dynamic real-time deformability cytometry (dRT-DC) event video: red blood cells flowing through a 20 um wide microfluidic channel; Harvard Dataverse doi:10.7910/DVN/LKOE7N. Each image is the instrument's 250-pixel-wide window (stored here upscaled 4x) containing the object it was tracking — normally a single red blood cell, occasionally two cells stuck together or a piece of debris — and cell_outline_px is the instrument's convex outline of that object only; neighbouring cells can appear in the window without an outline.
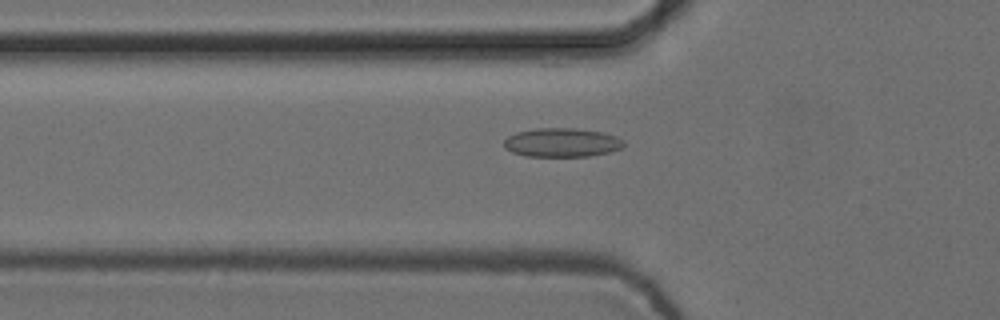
{"species": "common noctule bat (a hibernating species)", "species_latin": "Nyctalus noctula", "temperature_condition": "cold", "stored_images_in_passage": 55, "camera_frame_rate_fps": 3000, "um_per_image_px": 0.085, "animal": {"sex": "female", "body_mass_g": 24.6, "forearm_length_mm": 56.2}, "frame": {"image": 1, "passage_image": 19, "time_ms": 6.0, "image_size_px": [1000, 320], "cell_outline_px": [[624, 144], [620, 148], [608, 152], [588, 156], [524, 156], [512, 152], [504, 148], [504, 140], [508, 136], [516, 132], [536, 128], [576, 128], [604, 132], [616, 136], [624, 140]], "centroid_in_image_um": [47.74, 12.1], "position_along_channel_um": 78.1, "area_um2": 20.23}}
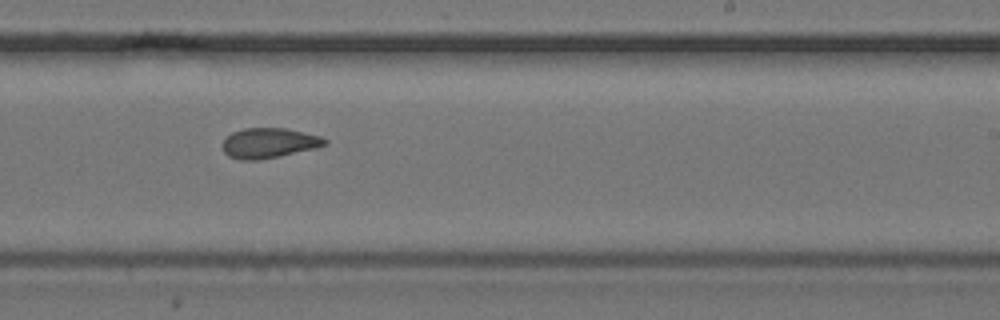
{"frame": {"image": 2, "passage_image": 34, "time_ms": 11.0, "image_size_px": [1000, 320], "cell_outline_px": [[328, 144], [316, 148], [260, 160], [240, 160], [228, 156], [224, 152], [224, 140], [232, 132], [244, 128], [288, 128], [320, 136], [328, 140]], "centroid_in_image_um": [22.89, 12.15], "position_along_channel_um": 266.1, "area_um2": 17.92}}
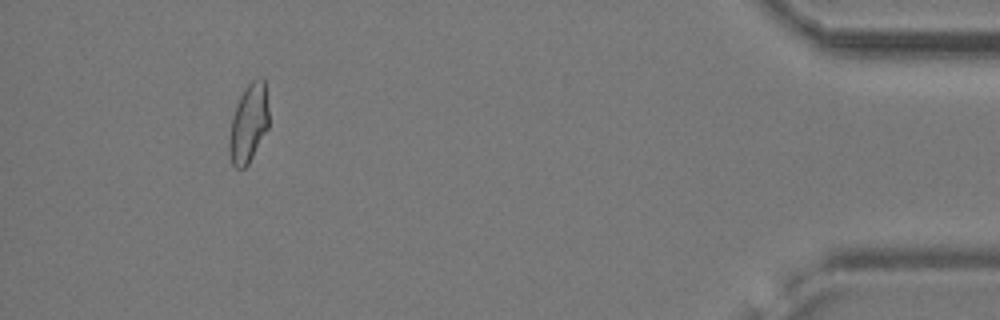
{"frame": {"image": 3, "passage_image": 51, "time_ms": 16.667, "image_size_px": [1000, 320], "cell_outline_px": [[268, 128], [248, 164], [244, 168], [236, 168], [232, 164], [228, 152], [228, 140], [232, 116], [236, 104], [240, 96], [248, 84], [252, 80], [260, 76], [264, 80], [268, 108]], "centroid_in_image_um": [21.11, 10.49], "position_along_channel_um": 414.1, "area_um2": 18.15}, "authors_computed_cell_mechanics": {"area_um2": 18.6116, "velocity_mm_per_s": 3.7533, "shape_relaxation_time_tau1_ms": null, "shape_relaxation_time_tau2_ms": 2.2997, "deformation_change_tau1": null, "deformation_change_tau2": 0.077}}